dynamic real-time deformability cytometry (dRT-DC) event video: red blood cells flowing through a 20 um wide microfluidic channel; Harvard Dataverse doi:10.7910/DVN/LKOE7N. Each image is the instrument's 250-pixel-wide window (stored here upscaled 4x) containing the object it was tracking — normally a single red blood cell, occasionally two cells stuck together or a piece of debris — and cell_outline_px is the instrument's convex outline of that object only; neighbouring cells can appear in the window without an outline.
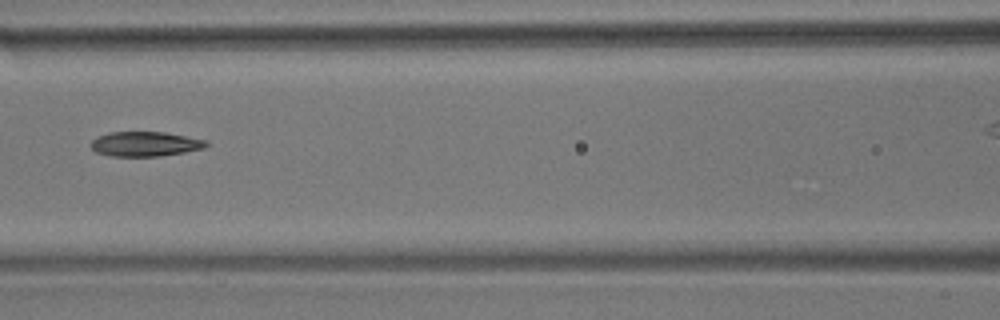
{"species": "common noctule bat (a hibernating species)", "species_latin": "Nyctalus noctula", "temperature_condition": "room temperature", "stored_images_in_passage": 8, "segment_of_instrument_passage": [1, 2], "camera_frame_rate_fps": 3000, "um_per_image_px": 0.085, "animal": {"sex": "male", "body_mass_g": 17.9}, "frame": {"image": 1, "passage_image": 7, "time_ms": 7.0, "image_size_px": [1000, 320], "cell_outline_px": [[208, 144], [204, 148], [184, 152], [160, 156], [112, 156], [96, 152], [92, 148], [92, 140], [96, 136], [108, 132], [164, 132], [208, 140]], "centroid_in_image_um": [12.34, 12.23], "position_along_channel_um": 154.3, "area_um2": 16.59}}